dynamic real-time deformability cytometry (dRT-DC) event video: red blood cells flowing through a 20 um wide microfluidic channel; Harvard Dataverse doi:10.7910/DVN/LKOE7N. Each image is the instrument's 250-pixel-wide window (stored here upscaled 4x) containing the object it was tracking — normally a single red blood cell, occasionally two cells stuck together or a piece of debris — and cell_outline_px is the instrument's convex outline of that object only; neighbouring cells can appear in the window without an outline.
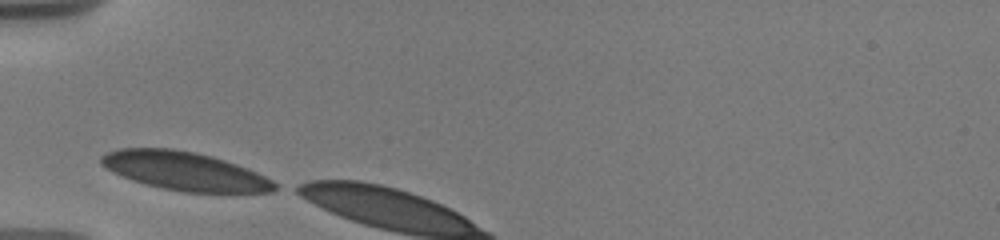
{"species": "human", "species_latin": "Homo sapiens", "temperature_condition": "warm", "stored_images_in_passage": 2, "camera_frame_rate_fps": 3000, "um_per_image_px": 0.085, "donor": {"sex": "male"}, "frame": {"image": 1, "passage_image": 1, "time_ms": 0.0, "image_size_px": [1000, 240], "cell_outline_px": [[280, 188], [272, 192], [184, 192], [160, 188], [132, 180], [112, 172], [100, 164], [100, 156], [108, 152], [120, 148], [172, 148], [196, 152], [212, 156], [248, 168], [272, 180]], "centroid_in_image_um": [15.69, 14.54], "position_along_channel_um": 69.3, "area_um2": 38.96}}